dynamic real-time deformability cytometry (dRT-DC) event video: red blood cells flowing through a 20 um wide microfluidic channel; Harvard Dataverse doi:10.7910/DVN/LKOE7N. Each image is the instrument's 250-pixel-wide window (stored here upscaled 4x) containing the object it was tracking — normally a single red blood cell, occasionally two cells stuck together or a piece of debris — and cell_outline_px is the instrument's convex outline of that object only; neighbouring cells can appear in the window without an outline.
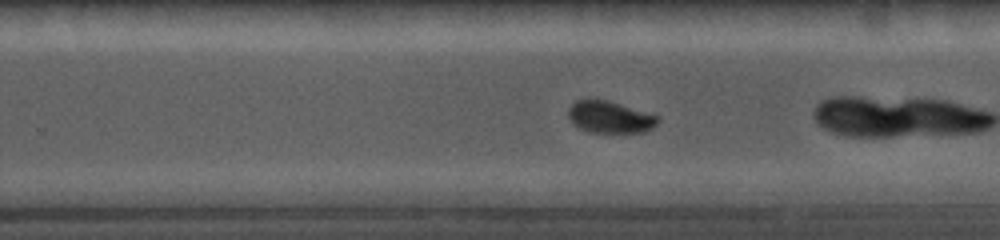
{"species": "common noctule bat (a hibernating species)", "species_latin": "Nyctalus noctula", "temperature_condition": "cold", "stored_images_in_passage": 23, "camera_frame_rate_fps": 5000, "um_per_image_px": 0.085, "animal": {"sex": "female", "body_mass_g": 19.0, "forearm_length_mm": 56.7}, "frame": {"image": 1, "passage_image": 17, "time_ms": 5.4, "image_size_px": [1000, 240], "cell_outline_px": [[660, 120], [656, 124], [640, 132], [592, 132], [580, 128], [568, 116], [568, 108], [576, 100], [588, 96], [608, 100], [660, 116]], "centroid_in_image_um": [51.8, 9.89], "position_along_channel_um": 278.0, "area_um2": 16.7}}
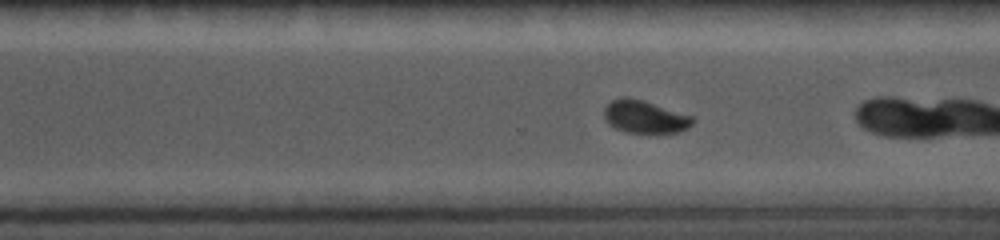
{"frame": {"image": 2, "passage_image": 20, "time_ms": 6.4, "image_size_px": [1000, 240], "cell_outline_px": [[692, 124], [688, 128], [680, 132], [628, 132], [616, 128], [604, 116], [604, 108], [612, 100], [620, 96], [628, 96], [644, 100], [692, 116]], "centroid_in_image_um": [54.81, 9.9], "position_along_channel_um": 315.8, "area_um2": 16.59}}